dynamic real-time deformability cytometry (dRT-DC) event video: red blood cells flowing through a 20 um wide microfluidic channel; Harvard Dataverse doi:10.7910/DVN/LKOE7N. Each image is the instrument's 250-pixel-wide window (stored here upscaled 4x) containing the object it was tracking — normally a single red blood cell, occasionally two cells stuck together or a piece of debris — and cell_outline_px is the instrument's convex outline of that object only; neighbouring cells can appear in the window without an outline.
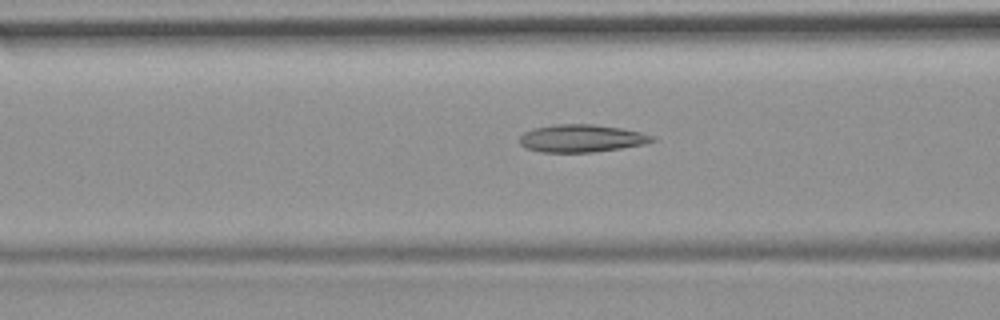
{"species": "common noctule bat (a hibernating species)", "species_latin": "Nyctalus noctula", "temperature_condition": "room temperature", "stored_images_in_passage": 35, "camera_frame_rate_fps": 3000, "um_per_image_px": 0.085, "animal": {"sex": "female", "body_mass_g": 19.9}, "frame": {"image": 1, "passage_image": 9, "time_ms": 2.667, "image_size_px": [1000, 320], "cell_outline_px": [[656, 140], [644, 144], [620, 148], [592, 152], [540, 152], [524, 148], [520, 144], [520, 136], [524, 132], [536, 128], [556, 124], [592, 124], [620, 128], [640, 132], [652, 136]], "centroid_in_image_um": [49.39, 11.76], "position_along_channel_um": 117.2, "area_um2": 21.15}}
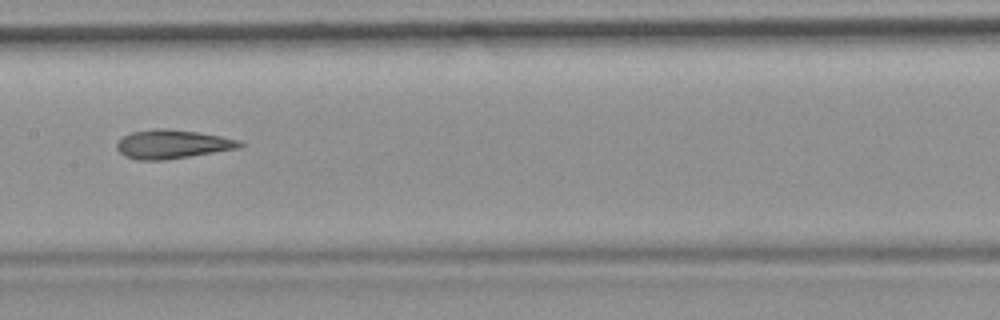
{"frame": {"image": 2, "passage_image": 15, "time_ms": 4.667, "image_size_px": [1000, 320], "cell_outline_px": [[244, 144], [236, 148], [164, 160], [136, 160], [124, 156], [116, 148], [116, 144], [124, 136], [132, 132], [156, 128], [168, 128], [196, 132], [220, 136], [240, 140]], "centroid_in_image_um": [14.59, 12.25], "position_along_channel_um": 192.8, "area_um2": 20.35}}
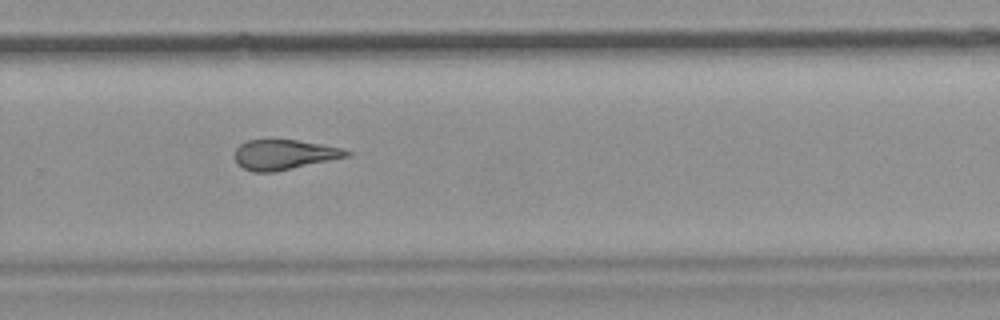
{"frame": {"image": 3, "passage_image": 24, "time_ms": 7.667, "image_size_px": [1000, 320], "cell_outline_px": [[352, 156], [276, 172], [252, 172], [236, 164], [232, 156], [236, 148], [240, 144], [248, 140], [296, 140], [344, 148], [352, 152]], "centroid_in_image_um": [24.16, 13.16], "position_along_channel_um": 305.6, "area_um2": 19.94}, "authors_computed_cell_mechanics": {"area_um2": 20.3456, "velocity_mm_per_s": 3.7855, "shape_relaxation_time_tau1_ms": null, "shape_relaxation_time_tau2_ms": 3.0134, "deformation_change_tau1": null, "deformation_change_tau2": 0.1241}}